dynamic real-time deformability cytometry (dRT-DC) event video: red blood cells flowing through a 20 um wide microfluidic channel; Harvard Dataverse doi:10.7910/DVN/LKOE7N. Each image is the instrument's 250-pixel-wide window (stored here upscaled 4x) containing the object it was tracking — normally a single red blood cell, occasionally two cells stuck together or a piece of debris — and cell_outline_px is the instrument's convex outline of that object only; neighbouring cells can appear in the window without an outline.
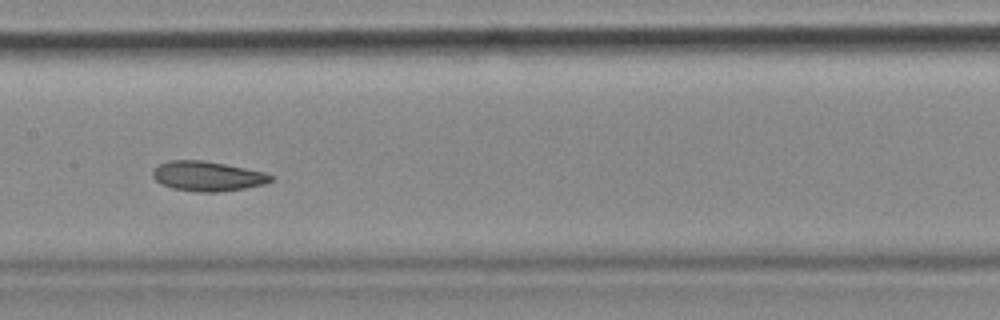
{"species": "common noctule bat (a hibernating species)", "species_latin": "Nyctalus noctula", "temperature_condition": "cold", "stored_images_in_passage": 42, "camera_frame_rate_fps": 3000, "um_per_image_px": 0.085, "animal": {"sex": "female", "body_mass_g": 18.4}, "frame": {"image": 1, "passage_image": 13, "time_ms": 4.0, "image_size_px": [1000, 320], "cell_outline_px": [[272, 180], [264, 184], [244, 188], [216, 192], [196, 192], [172, 188], [160, 184], [152, 176], [152, 172], [160, 164], [168, 160], [204, 160], [264, 172], [272, 176]], "centroid_in_image_um": [17.6, 14.97], "position_along_channel_um": 189.8, "area_um2": 20.35}, "authors_computed_cell_mechanics": {"area_um2": 21.0681, "velocity_mm_per_s": 3.4971, "shape_relaxation_time_tau1_ms": 10.8824, "shape_relaxation_time_tau2_ms": 3.5005, "deformation_change_tau1": 0.1587, "deformation_change_tau2": 0.0901}}